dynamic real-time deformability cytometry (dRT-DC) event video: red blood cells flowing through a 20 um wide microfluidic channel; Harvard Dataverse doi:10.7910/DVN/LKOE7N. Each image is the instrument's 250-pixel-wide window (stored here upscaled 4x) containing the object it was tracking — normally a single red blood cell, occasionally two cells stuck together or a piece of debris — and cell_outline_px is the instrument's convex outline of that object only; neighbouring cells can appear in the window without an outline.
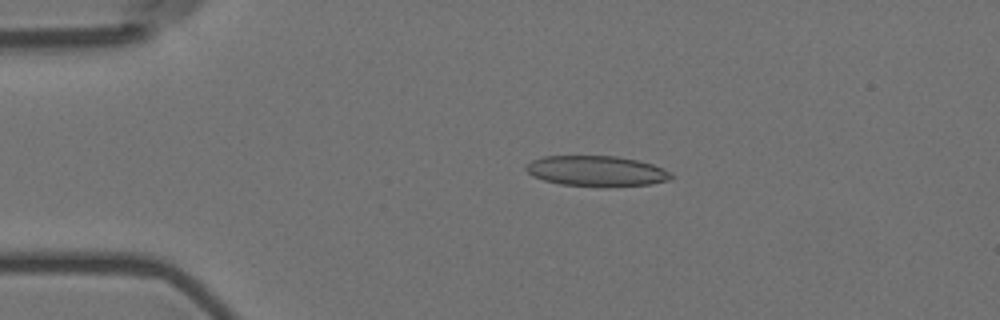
{"species": "Egyptian fruit bat (a non-hibernating species)", "species_latin": "Rousettus aegyptiacus", "temperature_condition": "room temperature", "stored_images_in_passage": 5, "camera_frame_rate_fps": 3000, "um_per_image_px": 0.085, "animal": {"sex": "female"}, "frame": {"image": 1, "passage_image": 3, "time_ms": 0.667, "image_size_px": [1000, 320], "cell_outline_px": [[672, 176], [668, 180], [652, 184], [604, 188], [600, 188], [560, 184], [544, 180], [532, 176], [524, 168], [532, 160], [544, 156], [616, 156], [636, 160], [652, 164], [664, 168]], "centroid_in_image_um": [50.69, 14.56], "position_along_channel_um": 34.3, "area_um2": 26.07}}
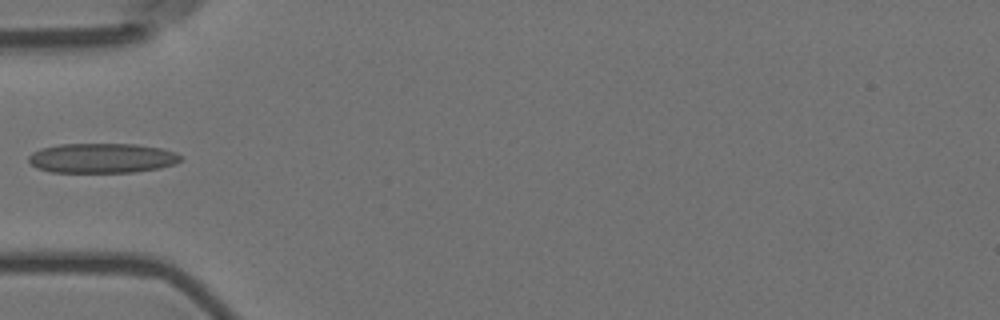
{"frame": {"image": 2, "passage_image": 5, "time_ms": 1.333, "image_size_px": [1000, 320], "cell_outline_px": [[184, 156], [180, 160], [172, 164], [160, 168], [136, 172], [48, 172], [36, 168], [28, 160], [28, 156], [32, 152], [40, 148], [60, 144], [136, 144], [160, 148], [176, 152]], "centroid_in_image_um": [8.65, 13.44], "position_along_channel_um": 76.3, "area_um2": 26.53}}